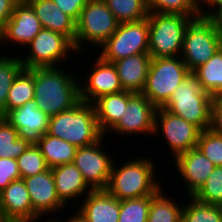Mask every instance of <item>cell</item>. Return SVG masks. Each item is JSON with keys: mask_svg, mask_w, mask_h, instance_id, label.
<instances>
[{"mask_svg": "<svg viewBox=\"0 0 222 222\" xmlns=\"http://www.w3.org/2000/svg\"><path fill=\"white\" fill-rule=\"evenodd\" d=\"M57 67L34 68V100L49 117L71 109L81 101L78 75H68Z\"/></svg>", "mask_w": 222, "mask_h": 222, "instance_id": "6da1fadb", "label": "cell"}, {"mask_svg": "<svg viewBox=\"0 0 222 222\" xmlns=\"http://www.w3.org/2000/svg\"><path fill=\"white\" fill-rule=\"evenodd\" d=\"M47 134L77 148L92 145L105 136L99 129L93 103L84 101L50 117Z\"/></svg>", "mask_w": 222, "mask_h": 222, "instance_id": "7a4b0ae2", "label": "cell"}, {"mask_svg": "<svg viewBox=\"0 0 222 222\" xmlns=\"http://www.w3.org/2000/svg\"><path fill=\"white\" fill-rule=\"evenodd\" d=\"M113 162L106 191L118 200L154 195L162 186L154 178L155 165L152 159L128 160L121 167ZM156 179V180H155Z\"/></svg>", "mask_w": 222, "mask_h": 222, "instance_id": "3957f363", "label": "cell"}, {"mask_svg": "<svg viewBox=\"0 0 222 222\" xmlns=\"http://www.w3.org/2000/svg\"><path fill=\"white\" fill-rule=\"evenodd\" d=\"M212 99L213 96L203 88L193 72H190L162 108L203 131L211 126Z\"/></svg>", "mask_w": 222, "mask_h": 222, "instance_id": "277c9868", "label": "cell"}, {"mask_svg": "<svg viewBox=\"0 0 222 222\" xmlns=\"http://www.w3.org/2000/svg\"><path fill=\"white\" fill-rule=\"evenodd\" d=\"M198 16L149 12V54L151 58L181 55L189 22Z\"/></svg>", "mask_w": 222, "mask_h": 222, "instance_id": "5b68a950", "label": "cell"}, {"mask_svg": "<svg viewBox=\"0 0 222 222\" xmlns=\"http://www.w3.org/2000/svg\"><path fill=\"white\" fill-rule=\"evenodd\" d=\"M191 71L175 57L151 58L146 83L141 92L156 107H163Z\"/></svg>", "mask_w": 222, "mask_h": 222, "instance_id": "8992f818", "label": "cell"}, {"mask_svg": "<svg viewBox=\"0 0 222 222\" xmlns=\"http://www.w3.org/2000/svg\"><path fill=\"white\" fill-rule=\"evenodd\" d=\"M222 47V35L209 18L198 16L187 25L181 59L193 72Z\"/></svg>", "mask_w": 222, "mask_h": 222, "instance_id": "52a82bcc", "label": "cell"}, {"mask_svg": "<svg viewBox=\"0 0 222 222\" xmlns=\"http://www.w3.org/2000/svg\"><path fill=\"white\" fill-rule=\"evenodd\" d=\"M118 24L103 0H89L76 22L75 50L81 52L85 42L101 47L115 33Z\"/></svg>", "mask_w": 222, "mask_h": 222, "instance_id": "ba28073f", "label": "cell"}, {"mask_svg": "<svg viewBox=\"0 0 222 222\" xmlns=\"http://www.w3.org/2000/svg\"><path fill=\"white\" fill-rule=\"evenodd\" d=\"M148 19L120 23L115 33L99 48L100 57L115 62L135 54L149 53Z\"/></svg>", "mask_w": 222, "mask_h": 222, "instance_id": "9c48e42d", "label": "cell"}, {"mask_svg": "<svg viewBox=\"0 0 222 222\" xmlns=\"http://www.w3.org/2000/svg\"><path fill=\"white\" fill-rule=\"evenodd\" d=\"M28 47L31 49L28 55L23 58L20 57L24 69L56 67L59 61H63L69 56L68 53L77 52L73 42L68 37L45 28L41 29L27 45Z\"/></svg>", "mask_w": 222, "mask_h": 222, "instance_id": "30bf717a", "label": "cell"}, {"mask_svg": "<svg viewBox=\"0 0 222 222\" xmlns=\"http://www.w3.org/2000/svg\"><path fill=\"white\" fill-rule=\"evenodd\" d=\"M161 131L167 146L170 147L171 155L176 158L179 154L189 151L197 146L202 130L176 116L166 109L159 107L155 113L154 135Z\"/></svg>", "mask_w": 222, "mask_h": 222, "instance_id": "8fae6325", "label": "cell"}, {"mask_svg": "<svg viewBox=\"0 0 222 222\" xmlns=\"http://www.w3.org/2000/svg\"><path fill=\"white\" fill-rule=\"evenodd\" d=\"M102 139L104 138L92 145L78 147L73 160V164L92 190L106 189L114 162L113 157L101 149Z\"/></svg>", "mask_w": 222, "mask_h": 222, "instance_id": "7c38bea8", "label": "cell"}, {"mask_svg": "<svg viewBox=\"0 0 222 222\" xmlns=\"http://www.w3.org/2000/svg\"><path fill=\"white\" fill-rule=\"evenodd\" d=\"M156 107L142 93H134L127 102L126 111L109 130L121 135L154 134Z\"/></svg>", "mask_w": 222, "mask_h": 222, "instance_id": "4fadbf2b", "label": "cell"}, {"mask_svg": "<svg viewBox=\"0 0 222 222\" xmlns=\"http://www.w3.org/2000/svg\"><path fill=\"white\" fill-rule=\"evenodd\" d=\"M42 26L35 11L26 0H19L10 19L0 30V43L9 41L26 47L41 31Z\"/></svg>", "mask_w": 222, "mask_h": 222, "instance_id": "5bb4252c", "label": "cell"}, {"mask_svg": "<svg viewBox=\"0 0 222 222\" xmlns=\"http://www.w3.org/2000/svg\"><path fill=\"white\" fill-rule=\"evenodd\" d=\"M94 68L88 73L86 83L79 81L80 99L93 103L99 97L123 91L117 70L112 62L96 58ZM82 82V83H81Z\"/></svg>", "mask_w": 222, "mask_h": 222, "instance_id": "9a60e30c", "label": "cell"}, {"mask_svg": "<svg viewBox=\"0 0 222 222\" xmlns=\"http://www.w3.org/2000/svg\"><path fill=\"white\" fill-rule=\"evenodd\" d=\"M4 118L16 129L19 138L36 144L47 133L50 117L38 108L33 99L10 110Z\"/></svg>", "mask_w": 222, "mask_h": 222, "instance_id": "2e32d148", "label": "cell"}, {"mask_svg": "<svg viewBox=\"0 0 222 222\" xmlns=\"http://www.w3.org/2000/svg\"><path fill=\"white\" fill-rule=\"evenodd\" d=\"M32 202L33 217H43L47 213L62 211L64 204L58 198L52 169L23 178ZM54 211V212H53Z\"/></svg>", "mask_w": 222, "mask_h": 222, "instance_id": "e0dca14e", "label": "cell"}, {"mask_svg": "<svg viewBox=\"0 0 222 222\" xmlns=\"http://www.w3.org/2000/svg\"><path fill=\"white\" fill-rule=\"evenodd\" d=\"M174 159L176 171L186 183L187 195L193 196L213 172L215 165L197 148L179 154Z\"/></svg>", "mask_w": 222, "mask_h": 222, "instance_id": "ac0fdd59", "label": "cell"}, {"mask_svg": "<svg viewBox=\"0 0 222 222\" xmlns=\"http://www.w3.org/2000/svg\"><path fill=\"white\" fill-rule=\"evenodd\" d=\"M77 210L88 222H118L120 200L106 190H92Z\"/></svg>", "mask_w": 222, "mask_h": 222, "instance_id": "d6986e66", "label": "cell"}, {"mask_svg": "<svg viewBox=\"0 0 222 222\" xmlns=\"http://www.w3.org/2000/svg\"><path fill=\"white\" fill-rule=\"evenodd\" d=\"M150 63L149 53L135 54L113 62L124 91H143Z\"/></svg>", "mask_w": 222, "mask_h": 222, "instance_id": "ffe728a7", "label": "cell"}, {"mask_svg": "<svg viewBox=\"0 0 222 222\" xmlns=\"http://www.w3.org/2000/svg\"><path fill=\"white\" fill-rule=\"evenodd\" d=\"M52 173L56 193L65 206L69 203V200L79 199V196L81 198L83 197L82 195L86 196L92 191L85 182L82 173L73 163L54 167L52 168Z\"/></svg>", "mask_w": 222, "mask_h": 222, "instance_id": "44dd1931", "label": "cell"}, {"mask_svg": "<svg viewBox=\"0 0 222 222\" xmlns=\"http://www.w3.org/2000/svg\"><path fill=\"white\" fill-rule=\"evenodd\" d=\"M35 11L42 28L59 32L73 43L76 36V22L52 0H26Z\"/></svg>", "mask_w": 222, "mask_h": 222, "instance_id": "7402d4cb", "label": "cell"}, {"mask_svg": "<svg viewBox=\"0 0 222 222\" xmlns=\"http://www.w3.org/2000/svg\"><path fill=\"white\" fill-rule=\"evenodd\" d=\"M133 92L120 91L106 94L93 102L97 123L100 131L105 135L121 119L126 111L128 99Z\"/></svg>", "mask_w": 222, "mask_h": 222, "instance_id": "603a6c76", "label": "cell"}, {"mask_svg": "<svg viewBox=\"0 0 222 222\" xmlns=\"http://www.w3.org/2000/svg\"><path fill=\"white\" fill-rule=\"evenodd\" d=\"M0 207L3 217H33L32 202L22 178L0 192Z\"/></svg>", "mask_w": 222, "mask_h": 222, "instance_id": "cb8c5ba5", "label": "cell"}, {"mask_svg": "<svg viewBox=\"0 0 222 222\" xmlns=\"http://www.w3.org/2000/svg\"><path fill=\"white\" fill-rule=\"evenodd\" d=\"M36 146L40 149L50 169L63 164L73 163L77 150L75 145L47 133L41 137Z\"/></svg>", "mask_w": 222, "mask_h": 222, "instance_id": "d4e9b609", "label": "cell"}, {"mask_svg": "<svg viewBox=\"0 0 222 222\" xmlns=\"http://www.w3.org/2000/svg\"><path fill=\"white\" fill-rule=\"evenodd\" d=\"M160 188L151 195L147 222H181L183 205L164 195Z\"/></svg>", "mask_w": 222, "mask_h": 222, "instance_id": "484cf974", "label": "cell"}, {"mask_svg": "<svg viewBox=\"0 0 222 222\" xmlns=\"http://www.w3.org/2000/svg\"><path fill=\"white\" fill-rule=\"evenodd\" d=\"M34 99V68L23 69L13 81L6 101V114Z\"/></svg>", "mask_w": 222, "mask_h": 222, "instance_id": "4316f807", "label": "cell"}, {"mask_svg": "<svg viewBox=\"0 0 222 222\" xmlns=\"http://www.w3.org/2000/svg\"><path fill=\"white\" fill-rule=\"evenodd\" d=\"M203 88L214 96L222 87V47L203 65L193 71Z\"/></svg>", "mask_w": 222, "mask_h": 222, "instance_id": "83f0119b", "label": "cell"}, {"mask_svg": "<svg viewBox=\"0 0 222 222\" xmlns=\"http://www.w3.org/2000/svg\"><path fill=\"white\" fill-rule=\"evenodd\" d=\"M191 201L183 204L181 222H222V205L207 204L188 197Z\"/></svg>", "mask_w": 222, "mask_h": 222, "instance_id": "f1b7e54d", "label": "cell"}, {"mask_svg": "<svg viewBox=\"0 0 222 222\" xmlns=\"http://www.w3.org/2000/svg\"><path fill=\"white\" fill-rule=\"evenodd\" d=\"M113 13L117 22L126 23L146 19L148 8L146 0H103Z\"/></svg>", "mask_w": 222, "mask_h": 222, "instance_id": "f546056e", "label": "cell"}, {"mask_svg": "<svg viewBox=\"0 0 222 222\" xmlns=\"http://www.w3.org/2000/svg\"><path fill=\"white\" fill-rule=\"evenodd\" d=\"M30 145L4 117L0 120V158L17 159Z\"/></svg>", "mask_w": 222, "mask_h": 222, "instance_id": "4dcf8cb0", "label": "cell"}, {"mask_svg": "<svg viewBox=\"0 0 222 222\" xmlns=\"http://www.w3.org/2000/svg\"><path fill=\"white\" fill-rule=\"evenodd\" d=\"M24 69L20 57L0 56V112L6 115L8 92L17 75Z\"/></svg>", "mask_w": 222, "mask_h": 222, "instance_id": "1f68e13d", "label": "cell"}, {"mask_svg": "<svg viewBox=\"0 0 222 222\" xmlns=\"http://www.w3.org/2000/svg\"><path fill=\"white\" fill-rule=\"evenodd\" d=\"M149 12L200 16V0H146Z\"/></svg>", "mask_w": 222, "mask_h": 222, "instance_id": "d6a6232c", "label": "cell"}, {"mask_svg": "<svg viewBox=\"0 0 222 222\" xmlns=\"http://www.w3.org/2000/svg\"><path fill=\"white\" fill-rule=\"evenodd\" d=\"M151 196L120 200L118 222H147Z\"/></svg>", "mask_w": 222, "mask_h": 222, "instance_id": "836d02e7", "label": "cell"}, {"mask_svg": "<svg viewBox=\"0 0 222 222\" xmlns=\"http://www.w3.org/2000/svg\"><path fill=\"white\" fill-rule=\"evenodd\" d=\"M16 160L22 179L49 169L36 144H31Z\"/></svg>", "mask_w": 222, "mask_h": 222, "instance_id": "e575fe53", "label": "cell"}, {"mask_svg": "<svg viewBox=\"0 0 222 222\" xmlns=\"http://www.w3.org/2000/svg\"><path fill=\"white\" fill-rule=\"evenodd\" d=\"M193 197L203 203L222 205V166H215Z\"/></svg>", "mask_w": 222, "mask_h": 222, "instance_id": "d590c367", "label": "cell"}, {"mask_svg": "<svg viewBox=\"0 0 222 222\" xmlns=\"http://www.w3.org/2000/svg\"><path fill=\"white\" fill-rule=\"evenodd\" d=\"M215 166H222V134L203 130L196 146Z\"/></svg>", "mask_w": 222, "mask_h": 222, "instance_id": "8d00e7d4", "label": "cell"}, {"mask_svg": "<svg viewBox=\"0 0 222 222\" xmlns=\"http://www.w3.org/2000/svg\"><path fill=\"white\" fill-rule=\"evenodd\" d=\"M17 160L11 158H0V192L12 181L20 179Z\"/></svg>", "mask_w": 222, "mask_h": 222, "instance_id": "74e56055", "label": "cell"}, {"mask_svg": "<svg viewBox=\"0 0 222 222\" xmlns=\"http://www.w3.org/2000/svg\"><path fill=\"white\" fill-rule=\"evenodd\" d=\"M62 12L70 16L75 22L79 19L82 9L89 0H52Z\"/></svg>", "mask_w": 222, "mask_h": 222, "instance_id": "f35d334b", "label": "cell"}, {"mask_svg": "<svg viewBox=\"0 0 222 222\" xmlns=\"http://www.w3.org/2000/svg\"><path fill=\"white\" fill-rule=\"evenodd\" d=\"M210 128L214 132L222 134V100H212Z\"/></svg>", "mask_w": 222, "mask_h": 222, "instance_id": "ab89813d", "label": "cell"}, {"mask_svg": "<svg viewBox=\"0 0 222 222\" xmlns=\"http://www.w3.org/2000/svg\"><path fill=\"white\" fill-rule=\"evenodd\" d=\"M18 1L19 0H0V30L10 19L14 6Z\"/></svg>", "mask_w": 222, "mask_h": 222, "instance_id": "60d3db41", "label": "cell"}, {"mask_svg": "<svg viewBox=\"0 0 222 222\" xmlns=\"http://www.w3.org/2000/svg\"><path fill=\"white\" fill-rule=\"evenodd\" d=\"M202 5H205V7ZM200 6H202L200 7V16L209 18L217 9L222 7V0H200ZM206 7L207 9H205Z\"/></svg>", "mask_w": 222, "mask_h": 222, "instance_id": "b9f144b4", "label": "cell"}, {"mask_svg": "<svg viewBox=\"0 0 222 222\" xmlns=\"http://www.w3.org/2000/svg\"><path fill=\"white\" fill-rule=\"evenodd\" d=\"M209 19L215 26V29L222 35V7L217 9Z\"/></svg>", "mask_w": 222, "mask_h": 222, "instance_id": "7bdbcfd3", "label": "cell"}, {"mask_svg": "<svg viewBox=\"0 0 222 222\" xmlns=\"http://www.w3.org/2000/svg\"><path fill=\"white\" fill-rule=\"evenodd\" d=\"M40 217H3L2 222H37Z\"/></svg>", "mask_w": 222, "mask_h": 222, "instance_id": "ee69618b", "label": "cell"}, {"mask_svg": "<svg viewBox=\"0 0 222 222\" xmlns=\"http://www.w3.org/2000/svg\"><path fill=\"white\" fill-rule=\"evenodd\" d=\"M75 212L76 214H72V216L69 217V219H66L67 221L65 220L64 222H88L86 218L81 215L78 211Z\"/></svg>", "mask_w": 222, "mask_h": 222, "instance_id": "f6af8a7d", "label": "cell"}, {"mask_svg": "<svg viewBox=\"0 0 222 222\" xmlns=\"http://www.w3.org/2000/svg\"><path fill=\"white\" fill-rule=\"evenodd\" d=\"M212 100H222V87L220 90L213 96Z\"/></svg>", "mask_w": 222, "mask_h": 222, "instance_id": "bcb514c9", "label": "cell"}, {"mask_svg": "<svg viewBox=\"0 0 222 222\" xmlns=\"http://www.w3.org/2000/svg\"><path fill=\"white\" fill-rule=\"evenodd\" d=\"M48 221L49 222H64L63 220L62 221L61 220L58 221L57 219H55V217H54V219L50 218Z\"/></svg>", "mask_w": 222, "mask_h": 222, "instance_id": "7dc6e473", "label": "cell"}, {"mask_svg": "<svg viewBox=\"0 0 222 222\" xmlns=\"http://www.w3.org/2000/svg\"><path fill=\"white\" fill-rule=\"evenodd\" d=\"M2 219H3V215H2L1 207H0V222H2Z\"/></svg>", "mask_w": 222, "mask_h": 222, "instance_id": "c3c4849f", "label": "cell"}, {"mask_svg": "<svg viewBox=\"0 0 222 222\" xmlns=\"http://www.w3.org/2000/svg\"><path fill=\"white\" fill-rule=\"evenodd\" d=\"M3 118V115H2V113L0 112V120Z\"/></svg>", "mask_w": 222, "mask_h": 222, "instance_id": "681fc988", "label": "cell"}]
</instances>
